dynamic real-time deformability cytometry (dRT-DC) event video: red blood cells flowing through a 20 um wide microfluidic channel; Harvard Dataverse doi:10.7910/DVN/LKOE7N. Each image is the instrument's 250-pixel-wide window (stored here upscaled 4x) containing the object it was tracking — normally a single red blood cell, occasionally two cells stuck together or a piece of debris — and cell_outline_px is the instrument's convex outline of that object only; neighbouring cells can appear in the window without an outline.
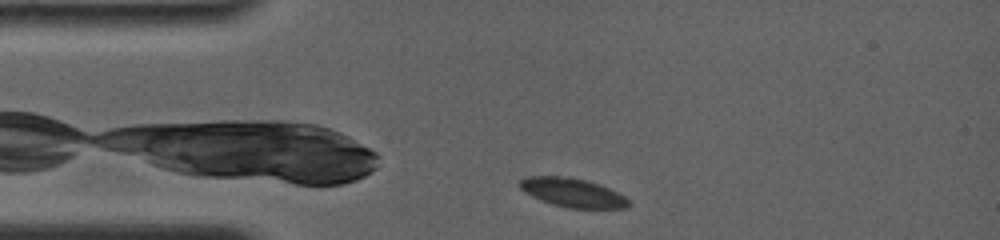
{"species": "common noctule bat (a hibernating species)", "species_latin": "Nyctalus noctula", "temperature_condition": "room temperature", "stored_images_in_passage": 25, "camera_frame_rate_fps": 4000, "um_per_image_px": 0.085, "animal": {"sex": "female", "body_mass_g": 19.0, "forearm_length_mm": 56.7}, "frame": {"image": 1, "passage_image": 2, "time_ms": 0.5, "image_size_px": [1000, 240], "cell_outline_px": [[632, 204], [628, 208], [568, 208], [552, 204], [540, 200], [524, 192], [516, 184], [524, 176], [568, 176], [600, 184], [632, 200]], "centroid_in_image_um": [48.66, 16.37], "position_along_channel_um": 36.3, "area_um2": 18.61}}
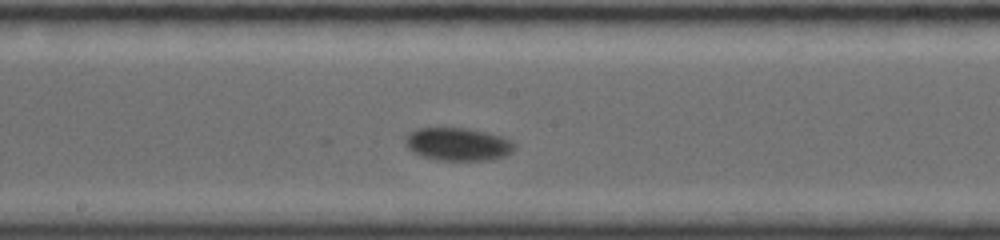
{"frame": {"image": 2, "passage_image": 15, "time_ms": 6.0, "image_size_px": [1000, 240], "cell_outline_px": [[516, 148], [512, 152], [504, 156], [488, 160], [440, 160], [420, 156], [412, 152], [404, 144], [404, 140], [412, 132], [420, 128], [460, 128], [484, 132], [504, 136], [512, 140], [516, 144]], "centroid_in_image_um": [38.95, 12.27], "position_along_channel_um": 209.2, "area_um2": 20.92}}
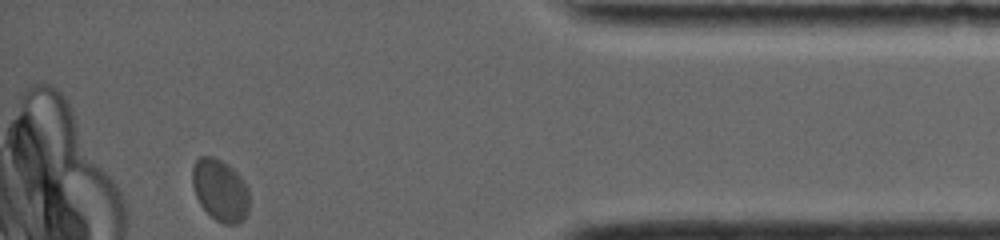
{"frame": {"image": 3, "passage_image": 25, "time_ms": 12.5, "image_size_px": [1000, 240], "cell_outline_px": [[248, 212], [244, 220], [236, 224], [224, 224], [216, 220], [200, 204], [196, 196], [192, 184], [192, 168], [196, 160], [200, 156], [216, 156], [228, 164], [240, 176], [248, 188]], "centroid_in_image_um": [18.71, 16.15], "position_along_channel_um": 416.5, "area_um2": 20.63}, "authors_computed_cell_mechanics": {"area_um2": 19.8254, "velocity_mm_per_s": 3.6459, "shape_relaxation_time_tau1_ms": 1.7478, "shape_relaxation_time_tau2_ms": null, "deformation_change_tau1": 0.0558, "deformation_change_tau2": null}}